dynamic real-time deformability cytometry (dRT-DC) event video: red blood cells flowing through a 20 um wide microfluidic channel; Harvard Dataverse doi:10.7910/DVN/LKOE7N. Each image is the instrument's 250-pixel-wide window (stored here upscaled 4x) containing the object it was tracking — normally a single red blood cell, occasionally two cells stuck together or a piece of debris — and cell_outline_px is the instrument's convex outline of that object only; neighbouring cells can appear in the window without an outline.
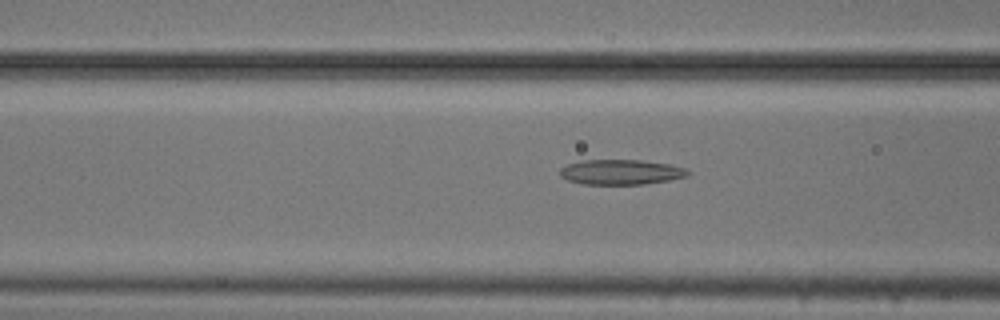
{"species": "common noctule bat (a hibernating species)", "species_latin": "Nyctalus noctula", "temperature_condition": "cold", "stored_images_in_passage": 54, "camera_frame_rate_fps": 3000, "um_per_image_px": 0.085, "animal": {"sex": "male", "body_mass_g": 20.5, "forearm_length_mm": 52.5}, "frame": {"image": 1, "passage_image": 21, "time_ms": 6.667, "image_size_px": [1000, 320], "cell_outline_px": [[688, 176], [668, 180], [644, 184], [584, 184], [568, 180], [560, 176], [560, 168], [568, 164], [580, 160], [640, 160], [672, 164], [684, 168], [688, 172]], "centroid_in_image_um": [52.76, 14.62], "position_along_channel_um": 113.8, "area_um2": 18.61}}
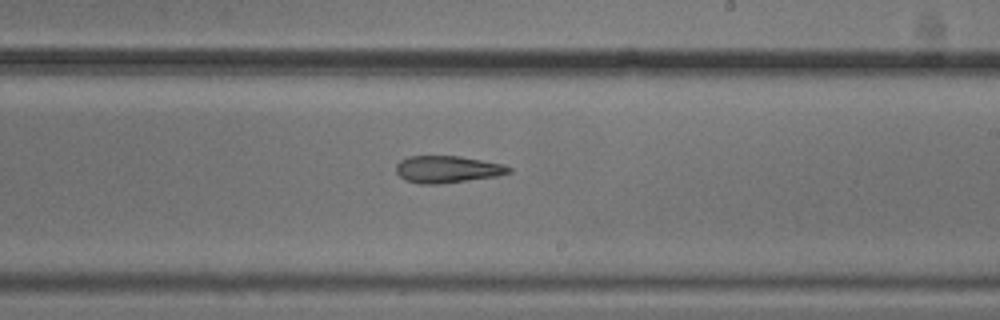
{"frame": {"image": 2, "passage_image": 32, "time_ms": 10.333, "image_size_px": [1000, 320], "cell_outline_px": [[512, 172], [496, 176], [436, 184], [420, 184], [404, 180], [396, 172], [396, 164], [400, 160], [408, 156], [460, 156], [504, 164], [512, 168]], "centroid_in_image_um": [38.01, 14.38], "position_along_channel_um": 251.0, "area_um2": 17.74}}
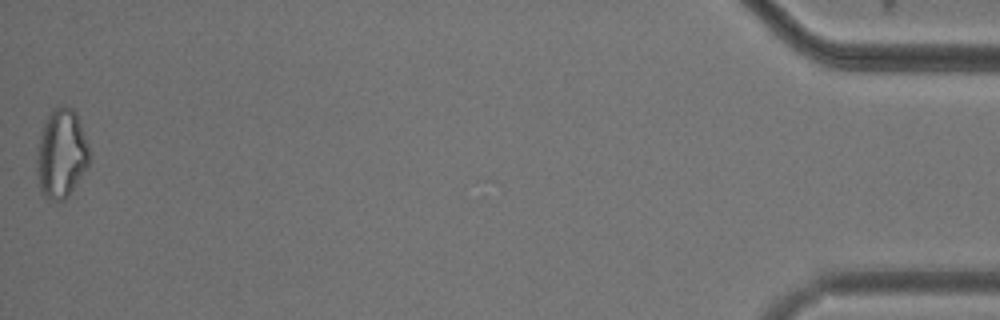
{"frame": {"image": 3, "passage_image": 54, "time_ms": 17.667, "image_size_px": [1000, 320], "cell_outline_px": [[88, 164], [68, 196], [64, 200], [48, 200], [40, 192], [36, 172], [36, 148], [40, 132], [52, 108], [64, 104], [72, 108], [76, 112], [88, 144]], "centroid_in_image_um": [5.16, 13.04], "position_along_channel_um": 430.0, "area_um2": 27.4}, "authors_computed_cell_mechanics": {"area_um2": 20.6057, "velocity_mm_per_s": 3.7381, "shape_relaxation_time_tau1_ms": 5.3059, "shape_relaxation_time_tau2_ms": 4.4392, "deformation_change_tau1": 0.1138, "deformation_change_tau2": 0.1525}}